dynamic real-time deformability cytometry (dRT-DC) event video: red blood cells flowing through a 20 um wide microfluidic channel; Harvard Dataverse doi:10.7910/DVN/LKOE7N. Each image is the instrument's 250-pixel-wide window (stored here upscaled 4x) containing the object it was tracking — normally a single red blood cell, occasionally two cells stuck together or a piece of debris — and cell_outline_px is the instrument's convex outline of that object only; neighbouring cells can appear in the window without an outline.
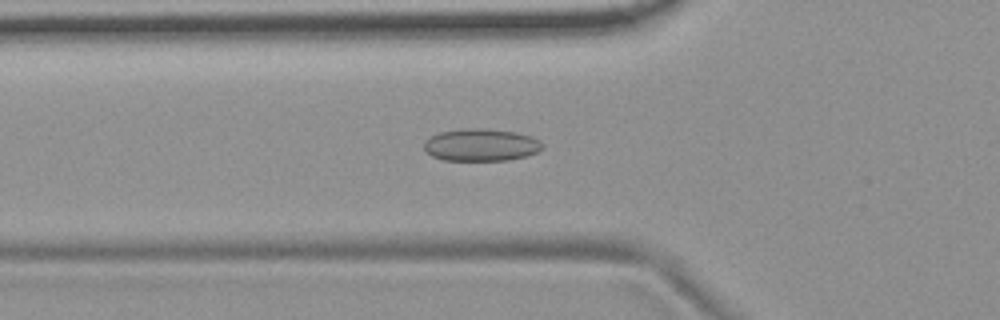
{"species": "common noctule bat (a hibernating species)", "species_latin": "Nyctalus noctula", "temperature_condition": "room temperature", "stored_images_in_passage": 53, "camera_frame_rate_fps": 3000, "um_per_image_px": 0.085, "animal": {"sex": "female", "body_mass_g": 19.9}, "frame": {"image": 1, "passage_image": 18, "time_ms": 5.667, "image_size_px": [1000, 320], "cell_outline_px": [[544, 148], [536, 152], [524, 156], [508, 160], [444, 160], [432, 156], [424, 148], [424, 140], [428, 136], [440, 132], [468, 128], [484, 128], [516, 132], [532, 136], [540, 140], [544, 144]], "centroid_in_image_um": [40.89, 12.3], "position_along_channel_um": 84.9, "area_um2": 22.43}}
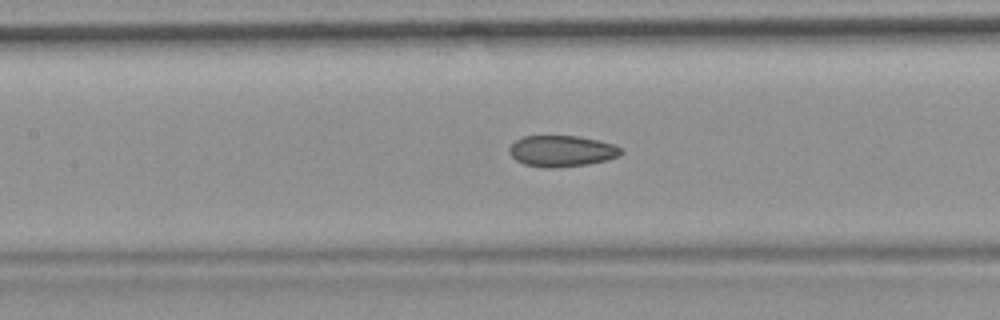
{"frame": {"image": 2, "passage_image": 24, "time_ms": 7.667, "image_size_px": [1000, 320], "cell_outline_px": [[624, 152], [620, 156], [608, 160], [588, 164], [556, 168], [544, 168], [524, 164], [516, 160], [508, 152], [508, 148], [516, 140], [524, 136], [576, 136], [600, 140], [612, 144], [620, 148]], "centroid_in_image_um": [47.75, 12.85], "position_along_channel_um": 159.6, "area_um2": 20.46}}
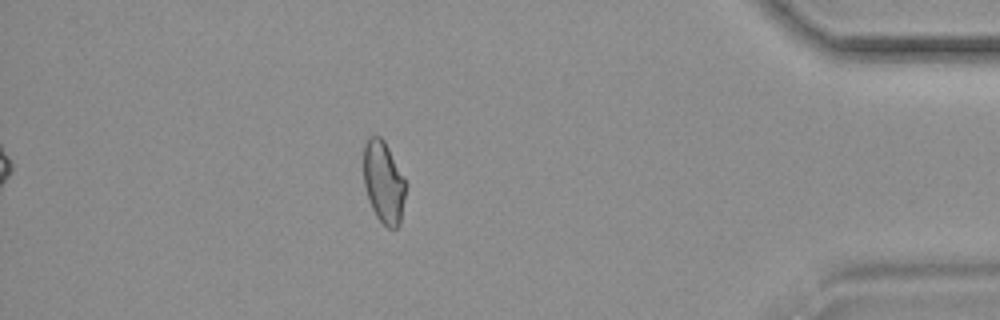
{"frame": {"image": 3, "passage_image": 47, "time_ms": 15.333, "image_size_px": [1000, 320], "cell_outline_px": [[408, 184], [400, 224], [396, 228], [388, 228], [376, 216], [368, 200], [364, 184], [364, 144], [368, 136], [380, 136], [384, 140], [404, 176]], "centroid_in_image_um": [32.63, 15.49], "position_along_channel_um": 402.6, "area_um2": 20.46}, "authors_computed_cell_mechanics": {"area_um2": 21.097, "velocity_mm_per_s": 3.709, "shape_relaxation_time_tau1_ms": null, "shape_relaxation_time_tau2_ms": 2.4095, "deformation_change_tau1": null, "deformation_change_tau2": 0.079}}